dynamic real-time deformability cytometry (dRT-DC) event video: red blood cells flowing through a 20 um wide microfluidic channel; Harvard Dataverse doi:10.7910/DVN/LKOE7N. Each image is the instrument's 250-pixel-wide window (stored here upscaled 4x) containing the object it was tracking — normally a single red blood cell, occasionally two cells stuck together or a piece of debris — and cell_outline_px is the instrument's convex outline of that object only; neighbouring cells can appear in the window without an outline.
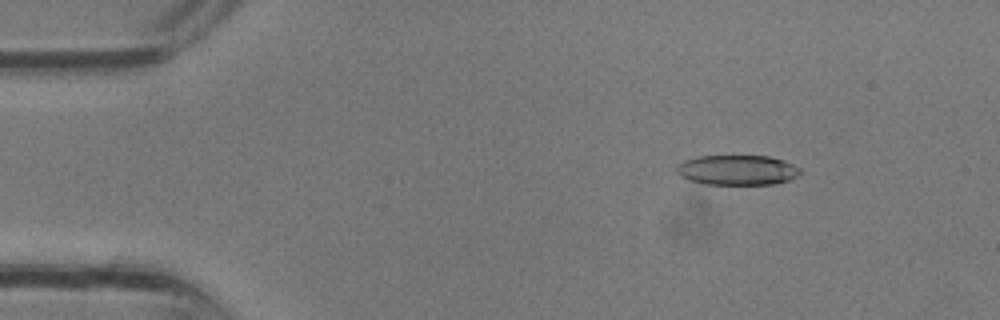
{"species": "common noctule bat (a hibernating species)", "species_latin": "Nyctalus noctula", "temperature_condition": "room temperature", "stored_images_in_passage": 4, "camera_frame_rate_fps": 3000, "um_per_image_px": 0.085, "animal": {"sex": "male", "body_mass_g": 13.3}, "frame": {"image": 1, "passage_image": 2, "time_ms": 0.333, "image_size_px": [1000, 320], "cell_outline_px": [[804, 172], [788, 180], [772, 184], [704, 184], [680, 176], [676, 172], [676, 164], [684, 160], [696, 156], [768, 156], [784, 160], [800, 168]], "centroid_in_image_um": [62.66, 14.44], "position_along_channel_um": 22.3, "area_um2": 21.68}}
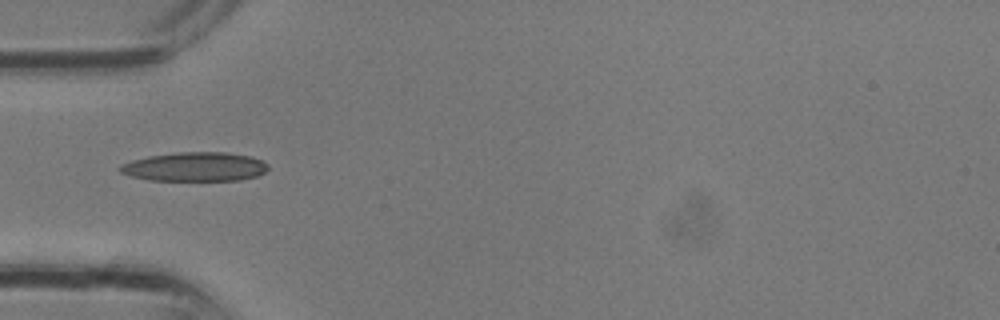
{"frame": {"image": 2, "passage_image": 4, "time_ms": 1.0, "image_size_px": [1000, 320], "cell_outline_px": [[268, 168], [264, 172], [256, 176], [240, 180], [148, 180], [132, 176], [120, 172], [116, 168], [120, 164], [132, 160], [148, 156], [176, 152], [224, 152], [252, 156], [268, 164]], "centroid_in_image_um": [16.54, 14.17], "position_along_channel_um": 68.5, "area_um2": 25.14}}